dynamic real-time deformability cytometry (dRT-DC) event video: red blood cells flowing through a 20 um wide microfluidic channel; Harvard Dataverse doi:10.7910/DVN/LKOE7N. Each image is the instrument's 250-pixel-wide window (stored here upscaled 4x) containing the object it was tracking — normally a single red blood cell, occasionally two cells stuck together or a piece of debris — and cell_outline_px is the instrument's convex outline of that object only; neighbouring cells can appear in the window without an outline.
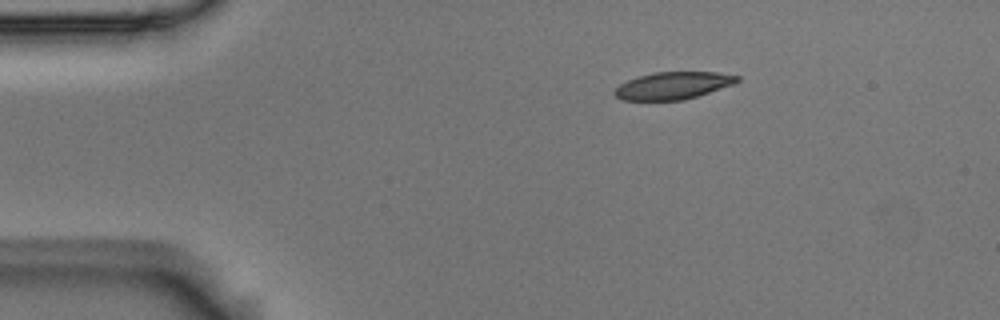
{"species": "Egyptian fruit bat (a non-hibernating species)", "species_latin": "Rousettus aegyptiacus", "temperature_condition": "room temperature", "stored_images_in_passage": 2, "camera_frame_rate_fps": 3000, "um_per_image_px": 0.085, "animal": {"sex": "male"}, "frame": {"image": 1, "passage_image": 1, "time_ms": 0.0, "image_size_px": [1000, 320], "cell_outline_px": [[740, 80], [736, 84], [684, 100], [620, 100], [612, 92], [620, 84], [628, 80], [652, 72], [716, 72], [740, 76]], "centroid_in_image_um": [57.23, 7.27], "position_along_channel_um": 27.8, "area_um2": 19.59}}